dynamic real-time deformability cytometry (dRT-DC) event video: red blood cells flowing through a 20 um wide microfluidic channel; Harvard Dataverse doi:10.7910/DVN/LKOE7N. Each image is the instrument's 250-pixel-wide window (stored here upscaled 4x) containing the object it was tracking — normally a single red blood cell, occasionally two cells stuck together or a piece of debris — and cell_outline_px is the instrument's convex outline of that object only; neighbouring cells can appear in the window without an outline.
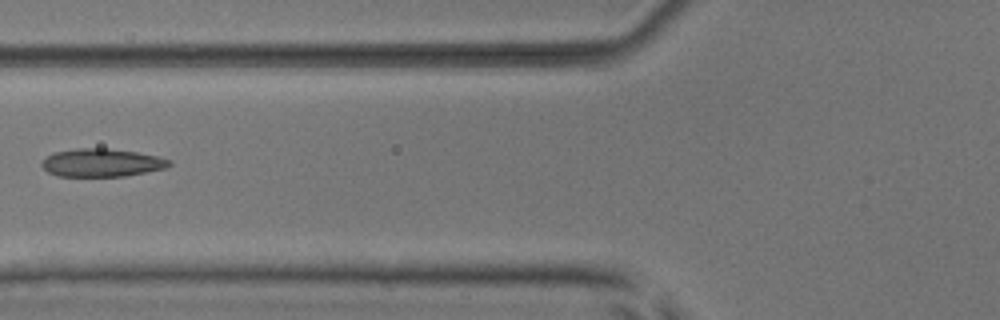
{"species": "common noctule bat (a hibernating species)", "species_latin": "Nyctalus noctula", "temperature_condition": "room temperature", "stored_images_in_passage": 3, "camera_frame_rate_fps": 3000, "um_per_image_px": 0.085, "animal": {"sex": "male", "body_mass_g": 17.9, "forearm_length_mm": 54.2}, "frame": {"image": 1, "passage_image": 2, "time_ms": 0.333, "image_size_px": [1000, 320], "cell_outline_px": [[172, 164], [164, 168], [124, 176], [56, 176], [48, 172], [40, 164], [48, 156], [56, 152], [76, 148], [104, 148], [136, 152], [160, 156], [172, 160]], "centroid_in_image_um": [8.67, 13.83], "position_along_channel_um": 117.1, "area_um2": 20.69}}
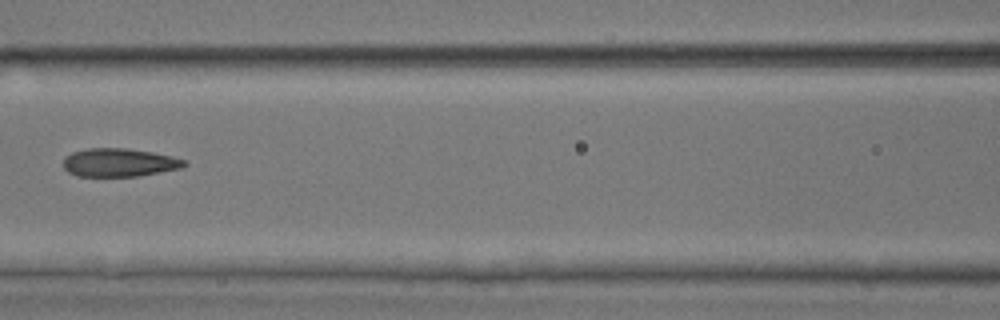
{"frame": {"image": 2, "passage_image": 3, "time_ms": 0.667, "image_size_px": [1000, 320], "cell_outline_px": [[188, 164], [184, 168], [140, 176], [76, 176], [68, 172], [64, 168], [64, 156], [72, 152], [88, 148], [128, 148], [152, 152], [172, 156], [188, 160]], "centroid_in_image_um": [10.18, 13.81], "position_along_channel_um": 156.4, "area_um2": 20.29}}